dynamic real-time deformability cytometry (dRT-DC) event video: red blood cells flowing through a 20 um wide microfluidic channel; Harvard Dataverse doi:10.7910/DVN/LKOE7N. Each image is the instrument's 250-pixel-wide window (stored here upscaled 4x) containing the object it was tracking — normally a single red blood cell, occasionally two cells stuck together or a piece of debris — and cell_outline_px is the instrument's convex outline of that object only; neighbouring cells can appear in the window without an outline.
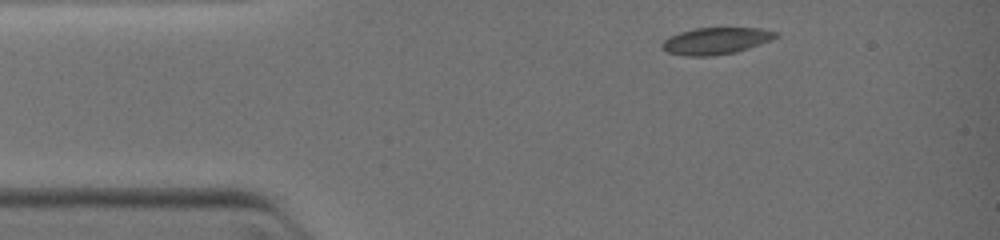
{"species": "common noctule bat (a hibernating species)", "species_latin": "Nyctalus noctula", "temperature_condition": "warm", "stored_images_in_passage": 14, "camera_frame_rate_fps": 3000, "um_per_image_px": 0.085, "animal": {"sex": "female", "body_mass_g": 19.0, "forearm_length_mm": 51.5}, "frame": {"image": 1, "passage_image": 1, "time_ms": 0.0, "image_size_px": [1000, 240], "cell_outline_px": [[780, 36], [772, 40], [736, 52], [712, 56], [684, 56], [668, 52], [660, 48], [660, 44], [668, 36], [680, 32], [696, 28], [760, 28], [776, 32]], "centroid_in_image_um": [60.82, 3.48], "position_along_channel_um": 24.2, "area_um2": 17.86}}
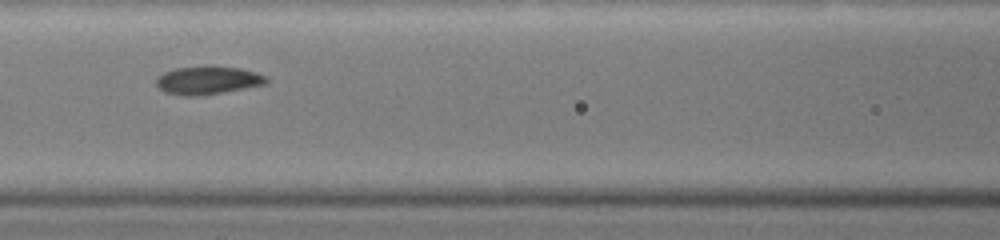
{"frame": {"image": 2, "passage_image": 8, "time_ms": 3.667, "image_size_px": [1000, 240], "cell_outline_px": [[268, 84], [224, 92], [196, 96], [184, 96], [164, 92], [156, 84], [156, 80], [164, 72], [176, 68], [208, 64], [240, 68], [256, 72], [264, 76], [268, 80]], "centroid_in_image_um": [17.68, 6.8], "position_along_channel_um": 148.9, "area_um2": 18.38}}
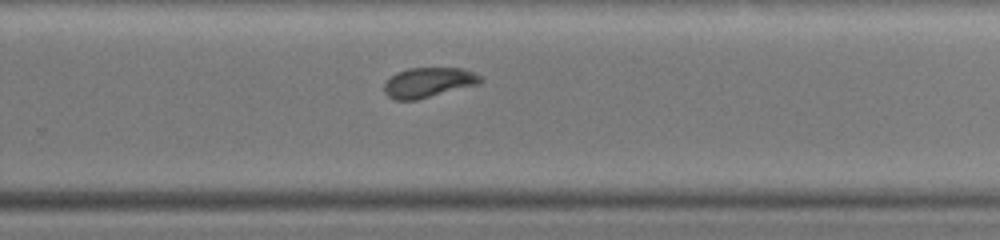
{"frame": {"image": 3, "passage_image": 14, "time_ms": 6.667, "image_size_px": [1000, 240], "cell_outline_px": [[484, 80], [480, 84], [416, 100], [396, 100], [388, 96], [384, 92], [384, 84], [396, 72], [408, 68], [464, 68], [484, 76]], "centroid_in_image_um": [36.48, 7.0], "position_along_channel_um": 293.3, "area_um2": 16.99}}